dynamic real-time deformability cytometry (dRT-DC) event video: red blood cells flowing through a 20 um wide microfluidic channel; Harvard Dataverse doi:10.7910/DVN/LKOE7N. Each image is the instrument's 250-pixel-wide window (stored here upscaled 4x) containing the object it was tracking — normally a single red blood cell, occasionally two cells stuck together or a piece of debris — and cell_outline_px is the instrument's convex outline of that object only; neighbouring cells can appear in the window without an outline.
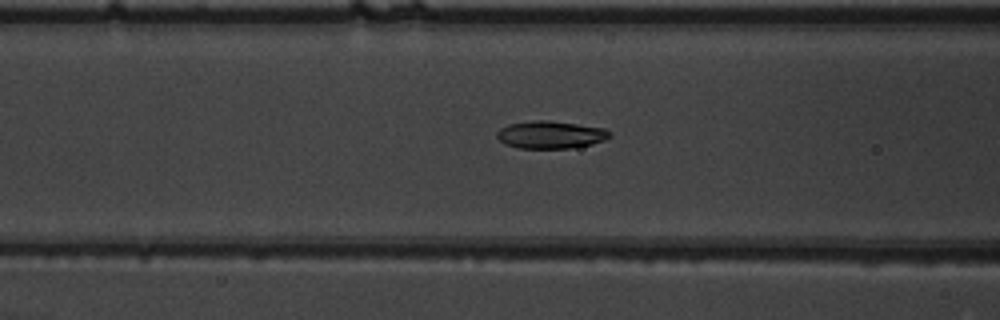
{"species": "common noctule bat (a hibernating species)", "species_latin": "Nyctalus noctula", "temperature_condition": "warm", "stored_images_in_passage": 38, "camera_frame_rate_fps": 3000, "um_per_image_px": 0.085, "animal": {"sex": "male", "body_mass_g": 19.5, "forearm_length_mm": 54.6}, "frame": {"image": 1, "passage_image": 7, "time_ms": 2.0, "image_size_px": [1000, 320], "cell_outline_px": [[612, 136], [604, 140], [592, 144], [572, 148], [516, 148], [504, 144], [496, 136], [496, 132], [500, 128], [508, 124], [536, 120], [548, 120], [604, 128], [612, 132]], "centroid_in_image_um": [46.79, 11.45], "position_along_channel_um": 119.8, "area_um2": 18.21}}
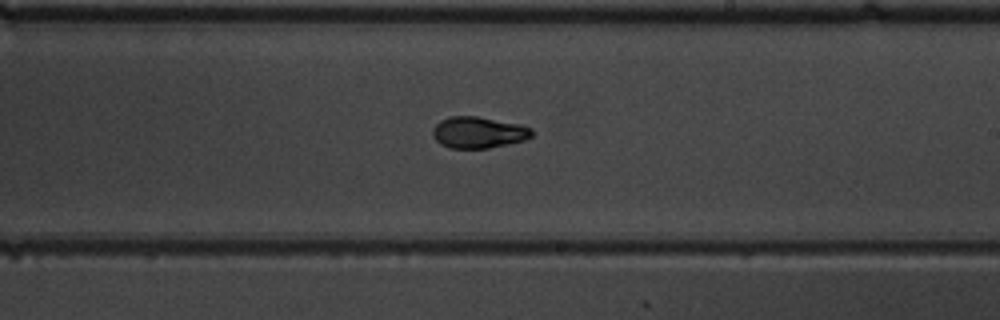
{"frame": {"image": 2, "passage_image": 17, "time_ms": 5.333, "image_size_px": [1000, 320], "cell_outline_px": [[532, 136], [524, 140], [508, 144], [488, 148], [448, 148], [440, 144], [432, 136], [432, 128], [440, 120], [448, 116], [476, 116], [520, 124], [532, 128]], "centroid_in_image_um": [40.63, 11.25], "position_along_channel_um": 248.4, "area_um2": 18.26}}
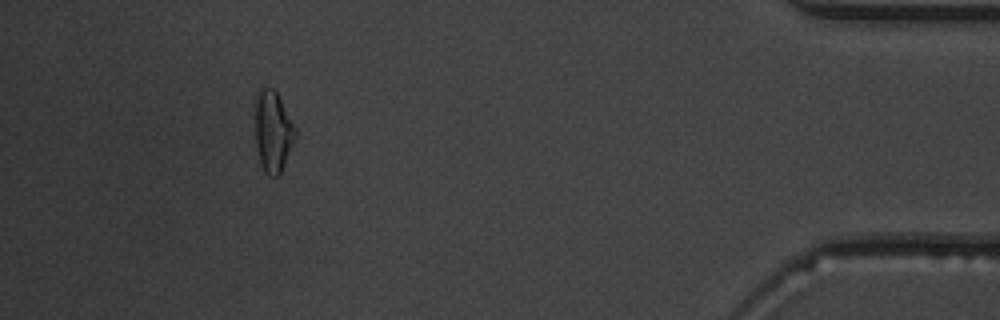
{"frame": {"image": 3, "passage_image": 34, "time_ms": 11.0, "image_size_px": [1000, 320], "cell_outline_px": [[296, 136], [280, 172], [276, 176], [268, 176], [264, 172], [260, 160], [256, 144], [252, 108], [252, 100], [264, 88], [272, 88], [276, 92], [296, 128]], "centroid_in_image_um": [23.14, 11.13], "position_along_channel_um": 412.1, "area_um2": 19.13}}